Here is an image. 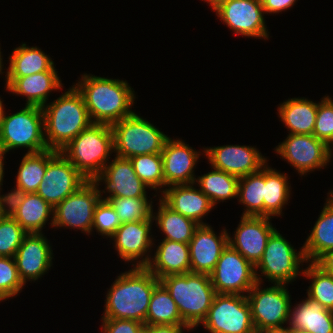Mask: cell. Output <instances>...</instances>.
<instances>
[{
    "instance_id": "obj_30",
    "label": "cell",
    "mask_w": 333,
    "mask_h": 333,
    "mask_svg": "<svg viewBox=\"0 0 333 333\" xmlns=\"http://www.w3.org/2000/svg\"><path fill=\"white\" fill-rule=\"evenodd\" d=\"M152 213V218L158 228L165 234V240L189 244L199 224L194 220L183 216L167 206L159 199L158 212Z\"/></svg>"
},
{
    "instance_id": "obj_29",
    "label": "cell",
    "mask_w": 333,
    "mask_h": 333,
    "mask_svg": "<svg viewBox=\"0 0 333 333\" xmlns=\"http://www.w3.org/2000/svg\"><path fill=\"white\" fill-rule=\"evenodd\" d=\"M9 59L5 78H19L43 71L56 70L49 55L36 46L28 47L25 43L14 48Z\"/></svg>"
},
{
    "instance_id": "obj_54",
    "label": "cell",
    "mask_w": 333,
    "mask_h": 333,
    "mask_svg": "<svg viewBox=\"0 0 333 333\" xmlns=\"http://www.w3.org/2000/svg\"><path fill=\"white\" fill-rule=\"evenodd\" d=\"M0 49H1V48H0ZM1 57H3V56H1V50H0V74H1V73L3 74V73H4V72H2V70H3V68H2V67H3V63H2L3 60H2Z\"/></svg>"
},
{
    "instance_id": "obj_17",
    "label": "cell",
    "mask_w": 333,
    "mask_h": 333,
    "mask_svg": "<svg viewBox=\"0 0 333 333\" xmlns=\"http://www.w3.org/2000/svg\"><path fill=\"white\" fill-rule=\"evenodd\" d=\"M152 222L153 218L122 223L110 237L115 242V250L122 260L135 263L142 258L136 261V264H132L133 267H145L150 261L151 256L147 253L154 244L152 241L154 238L150 235Z\"/></svg>"
},
{
    "instance_id": "obj_33",
    "label": "cell",
    "mask_w": 333,
    "mask_h": 333,
    "mask_svg": "<svg viewBox=\"0 0 333 333\" xmlns=\"http://www.w3.org/2000/svg\"><path fill=\"white\" fill-rule=\"evenodd\" d=\"M145 325H186L177 304L161 283L154 288L151 295Z\"/></svg>"
},
{
    "instance_id": "obj_10",
    "label": "cell",
    "mask_w": 333,
    "mask_h": 333,
    "mask_svg": "<svg viewBox=\"0 0 333 333\" xmlns=\"http://www.w3.org/2000/svg\"><path fill=\"white\" fill-rule=\"evenodd\" d=\"M257 282L246 295L250 304L256 333L270 328H280L289 321L291 295L286 284L262 289Z\"/></svg>"
},
{
    "instance_id": "obj_8",
    "label": "cell",
    "mask_w": 333,
    "mask_h": 333,
    "mask_svg": "<svg viewBox=\"0 0 333 333\" xmlns=\"http://www.w3.org/2000/svg\"><path fill=\"white\" fill-rule=\"evenodd\" d=\"M294 247L275 230L269 237L262 258L255 265L256 280L262 283L261 275L265 276L274 284H289L300 275V263L307 260L304 255L303 247L296 252Z\"/></svg>"
},
{
    "instance_id": "obj_52",
    "label": "cell",
    "mask_w": 333,
    "mask_h": 333,
    "mask_svg": "<svg viewBox=\"0 0 333 333\" xmlns=\"http://www.w3.org/2000/svg\"><path fill=\"white\" fill-rule=\"evenodd\" d=\"M4 116H5V110H4V107H3V101H1V99H0V127L2 125V121L4 119Z\"/></svg>"
},
{
    "instance_id": "obj_48",
    "label": "cell",
    "mask_w": 333,
    "mask_h": 333,
    "mask_svg": "<svg viewBox=\"0 0 333 333\" xmlns=\"http://www.w3.org/2000/svg\"><path fill=\"white\" fill-rule=\"evenodd\" d=\"M184 328L191 330L187 325H150V333H184Z\"/></svg>"
},
{
    "instance_id": "obj_1",
    "label": "cell",
    "mask_w": 333,
    "mask_h": 333,
    "mask_svg": "<svg viewBox=\"0 0 333 333\" xmlns=\"http://www.w3.org/2000/svg\"><path fill=\"white\" fill-rule=\"evenodd\" d=\"M74 85L81 93L92 123L109 124L121 121L134 112L135 94L127 81L83 74Z\"/></svg>"
},
{
    "instance_id": "obj_21",
    "label": "cell",
    "mask_w": 333,
    "mask_h": 333,
    "mask_svg": "<svg viewBox=\"0 0 333 333\" xmlns=\"http://www.w3.org/2000/svg\"><path fill=\"white\" fill-rule=\"evenodd\" d=\"M228 235L226 229L217 236L208 224L199 225L189 242L192 273L210 275L213 272L223 250L228 245Z\"/></svg>"
},
{
    "instance_id": "obj_39",
    "label": "cell",
    "mask_w": 333,
    "mask_h": 333,
    "mask_svg": "<svg viewBox=\"0 0 333 333\" xmlns=\"http://www.w3.org/2000/svg\"><path fill=\"white\" fill-rule=\"evenodd\" d=\"M136 175L151 189L164 188L163 159L161 153L142 154L129 158Z\"/></svg>"
},
{
    "instance_id": "obj_25",
    "label": "cell",
    "mask_w": 333,
    "mask_h": 333,
    "mask_svg": "<svg viewBox=\"0 0 333 333\" xmlns=\"http://www.w3.org/2000/svg\"><path fill=\"white\" fill-rule=\"evenodd\" d=\"M145 267L159 280L167 275L190 273L189 244L162 239Z\"/></svg>"
},
{
    "instance_id": "obj_28",
    "label": "cell",
    "mask_w": 333,
    "mask_h": 333,
    "mask_svg": "<svg viewBox=\"0 0 333 333\" xmlns=\"http://www.w3.org/2000/svg\"><path fill=\"white\" fill-rule=\"evenodd\" d=\"M302 247L307 262H315L333 249V200L329 197Z\"/></svg>"
},
{
    "instance_id": "obj_57",
    "label": "cell",
    "mask_w": 333,
    "mask_h": 333,
    "mask_svg": "<svg viewBox=\"0 0 333 333\" xmlns=\"http://www.w3.org/2000/svg\"><path fill=\"white\" fill-rule=\"evenodd\" d=\"M331 147H333V143H332V145L330 146V157L332 158V150H333V148L331 149Z\"/></svg>"
},
{
    "instance_id": "obj_26",
    "label": "cell",
    "mask_w": 333,
    "mask_h": 333,
    "mask_svg": "<svg viewBox=\"0 0 333 333\" xmlns=\"http://www.w3.org/2000/svg\"><path fill=\"white\" fill-rule=\"evenodd\" d=\"M296 305L293 310L290 307L289 327L310 333H333V311L308 296Z\"/></svg>"
},
{
    "instance_id": "obj_49",
    "label": "cell",
    "mask_w": 333,
    "mask_h": 333,
    "mask_svg": "<svg viewBox=\"0 0 333 333\" xmlns=\"http://www.w3.org/2000/svg\"><path fill=\"white\" fill-rule=\"evenodd\" d=\"M7 151L0 145V187L3 185V178H4V159Z\"/></svg>"
},
{
    "instance_id": "obj_41",
    "label": "cell",
    "mask_w": 333,
    "mask_h": 333,
    "mask_svg": "<svg viewBox=\"0 0 333 333\" xmlns=\"http://www.w3.org/2000/svg\"><path fill=\"white\" fill-rule=\"evenodd\" d=\"M24 286L15 258L0 256V301L15 297Z\"/></svg>"
},
{
    "instance_id": "obj_47",
    "label": "cell",
    "mask_w": 333,
    "mask_h": 333,
    "mask_svg": "<svg viewBox=\"0 0 333 333\" xmlns=\"http://www.w3.org/2000/svg\"><path fill=\"white\" fill-rule=\"evenodd\" d=\"M314 263L325 273L333 276V249L325 252Z\"/></svg>"
},
{
    "instance_id": "obj_12",
    "label": "cell",
    "mask_w": 333,
    "mask_h": 333,
    "mask_svg": "<svg viewBox=\"0 0 333 333\" xmlns=\"http://www.w3.org/2000/svg\"><path fill=\"white\" fill-rule=\"evenodd\" d=\"M210 278L215 292L220 294L247 295L257 283L255 266L229 244L223 250Z\"/></svg>"
},
{
    "instance_id": "obj_45",
    "label": "cell",
    "mask_w": 333,
    "mask_h": 333,
    "mask_svg": "<svg viewBox=\"0 0 333 333\" xmlns=\"http://www.w3.org/2000/svg\"><path fill=\"white\" fill-rule=\"evenodd\" d=\"M27 192H25L22 188L16 186L15 189L8 194L1 195L0 194V204H1V212L3 216L12 217L16 210L20 207L22 202L24 201Z\"/></svg>"
},
{
    "instance_id": "obj_43",
    "label": "cell",
    "mask_w": 333,
    "mask_h": 333,
    "mask_svg": "<svg viewBox=\"0 0 333 333\" xmlns=\"http://www.w3.org/2000/svg\"><path fill=\"white\" fill-rule=\"evenodd\" d=\"M121 224L112 205L102 198L94 210L92 229L110 238Z\"/></svg>"
},
{
    "instance_id": "obj_27",
    "label": "cell",
    "mask_w": 333,
    "mask_h": 333,
    "mask_svg": "<svg viewBox=\"0 0 333 333\" xmlns=\"http://www.w3.org/2000/svg\"><path fill=\"white\" fill-rule=\"evenodd\" d=\"M279 105V118L289 130V134L313 135L318 103L298 97L288 99Z\"/></svg>"
},
{
    "instance_id": "obj_4",
    "label": "cell",
    "mask_w": 333,
    "mask_h": 333,
    "mask_svg": "<svg viewBox=\"0 0 333 333\" xmlns=\"http://www.w3.org/2000/svg\"><path fill=\"white\" fill-rule=\"evenodd\" d=\"M160 283L177 304L182 320L191 330L205 320L216 294L210 275L172 274L161 278Z\"/></svg>"
},
{
    "instance_id": "obj_34",
    "label": "cell",
    "mask_w": 333,
    "mask_h": 333,
    "mask_svg": "<svg viewBox=\"0 0 333 333\" xmlns=\"http://www.w3.org/2000/svg\"><path fill=\"white\" fill-rule=\"evenodd\" d=\"M211 172L201 175L195 184L215 206L217 202L237 197L239 177L213 168Z\"/></svg>"
},
{
    "instance_id": "obj_40",
    "label": "cell",
    "mask_w": 333,
    "mask_h": 333,
    "mask_svg": "<svg viewBox=\"0 0 333 333\" xmlns=\"http://www.w3.org/2000/svg\"><path fill=\"white\" fill-rule=\"evenodd\" d=\"M27 234L13 217L0 218V256L14 257Z\"/></svg>"
},
{
    "instance_id": "obj_46",
    "label": "cell",
    "mask_w": 333,
    "mask_h": 333,
    "mask_svg": "<svg viewBox=\"0 0 333 333\" xmlns=\"http://www.w3.org/2000/svg\"><path fill=\"white\" fill-rule=\"evenodd\" d=\"M265 14L279 13L291 8L296 0H260Z\"/></svg>"
},
{
    "instance_id": "obj_19",
    "label": "cell",
    "mask_w": 333,
    "mask_h": 333,
    "mask_svg": "<svg viewBox=\"0 0 333 333\" xmlns=\"http://www.w3.org/2000/svg\"><path fill=\"white\" fill-rule=\"evenodd\" d=\"M163 159L164 187L182 184H195L194 167L200 152L195 151L180 139L169 137L161 152Z\"/></svg>"
},
{
    "instance_id": "obj_58",
    "label": "cell",
    "mask_w": 333,
    "mask_h": 333,
    "mask_svg": "<svg viewBox=\"0 0 333 333\" xmlns=\"http://www.w3.org/2000/svg\"><path fill=\"white\" fill-rule=\"evenodd\" d=\"M0 191H1V188H0ZM2 217H3V215H2V212H1V204H0V218H2Z\"/></svg>"
},
{
    "instance_id": "obj_2",
    "label": "cell",
    "mask_w": 333,
    "mask_h": 333,
    "mask_svg": "<svg viewBox=\"0 0 333 333\" xmlns=\"http://www.w3.org/2000/svg\"><path fill=\"white\" fill-rule=\"evenodd\" d=\"M159 283L146 267L125 271L108 290L102 318L136 320L145 324L151 295Z\"/></svg>"
},
{
    "instance_id": "obj_3",
    "label": "cell",
    "mask_w": 333,
    "mask_h": 333,
    "mask_svg": "<svg viewBox=\"0 0 333 333\" xmlns=\"http://www.w3.org/2000/svg\"><path fill=\"white\" fill-rule=\"evenodd\" d=\"M42 110L46 145L57 152L92 124L84 99L74 85Z\"/></svg>"
},
{
    "instance_id": "obj_15",
    "label": "cell",
    "mask_w": 333,
    "mask_h": 333,
    "mask_svg": "<svg viewBox=\"0 0 333 333\" xmlns=\"http://www.w3.org/2000/svg\"><path fill=\"white\" fill-rule=\"evenodd\" d=\"M213 10L236 35L268 40L265 11L260 0H226Z\"/></svg>"
},
{
    "instance_id": "obj_24",
    "label": "cell",
    "mask_w": 333,
    "mask_h": 333,
    "mask_svg": "<svg viewBox=\"0 0 333 333\" xmlns=\"http://www.w3.org/2000/svg\"><path fill=\"white\" fill-rule=\"evenodd\" d=\"M56 70H48L25 77L6 78V90L27 98L26 105L43 107L49 93L62 88Z\"/></svg>"
},
{
    "instance_id": "obj_51",
    "label": "cell",
    "mask_w": 333,
    "mask_h": 333,
    "mask_svg": "<svg viewBox=\"0 0 333 333\" xmlns=\"http://www.w3.org/2000/svg\"><path fill=\"white\" fill-rule=\"evenodd\" d=\"M204 1H206L211 6V9H215L220 3L226 0H204Z\"/></svg>"
},
{
    "instance_id": "obj_13",
    "label": "cell",
    "mask_w": 333,
    "mask_h": 333,
    "mask_svg": "<svg viewBox=\"0 0 333 333\" xmlns=\"http://www.w3.org/2000/svg\"><path fill=\"white\" fill-rule=\"evenodd\" d=\"M88 181L61 152L47 155V167L36 191L53 208Z\"/></svg>"
},
{
    "instance_id": "obj_56",
    "label": "cell",
    "mask_w": 333,
    "mask_h": 333,
    "mask_svg": "<svg viewBox=\"0 0 333 333\" xmlns=\"http://www.w3.org/2000/svg\"><path fill=\"white\" fill-rule=\"evenodd\" d=\"M329 194H330V195H329ZM328 196H330L329 198H330L331 200H333V190H331L330 193H328Z\"/></svg>"
},
{
    "instance_id": "obj_18",
    "label": "cell",
    "mask_w": 333,
    "mask_h": 333,
    "mask_svg": "<svg viewBox=\"0 0 333 333\" xmlns=\"http://www.w3.org/2000/svg\"><path fill=\"white\" fill-rule=\"evenodd\" d=\"M270 219L265 216H241L234 237L228 235V244L254 266L262 258L267 241L276 230Z\"/></svg>"
},
{
    "instance_id": "obj_16",
    "label": "cell",
    "mask_w": 333,
    "mask_h": 333,
    "mask_svg": "<svg viewBox=\"0 0 333 333\" xmlns=\"http://www.w3.org/2000/svg\"><path fill=\"white\" fill-rule=\"evenodd\" d=\"M203 152L212 168L239 178L259 171L268 162L254 146L224 145L207 147Z\"/></svg>"
},
{
    "instance_id": "obj_22",
    "label": "cell",
    "mask_w": 333,
    "mask_h": 333,
    "mask_svg": "<svg viewBox=\"0 0 333 333\" xmlns=\"http://www.w3.org/2000/svg\"><path fill=\"white\" fill-rule=\"evenodd\" d=\"M110 163V164H109ZM96 182H104L105 189L112 197H147L148 187L135 173L130 159L115 157L112 162L104 167L102 173L95 179Z\"/></svg>"
},
{
    "instance_id": "obj_20",
    "label": "cell",
    "mask_w": 333,
    "mask_h": 333,
    "mask_svg": "<svg viewBox=\"0 0 333 333\" xmlns=\"http://www.w3.org/2000/svg\"><path fill=\"white\" fill-rule=\"evenodd\" d=\"M42 233L27 234L14 256L24 284L41 278L52 266L53 250Z\"/></svg>"
},
{
    "instance_id": "obj_37",
    "label": "cell",
    "mask_w": 333,
    "mask_h": 333,
    "mask_svg": "<svg viewBox=\"0 0 333 333\" xmlns=\"http://www.w3.org/2000/svg\"><path fill=\"white\" fill-rule=\"evenodd\" d=\"M303 276L312 282L307 289V296L319 302L325 309L333 311V276L325 273L314 262L303 270Z\"/></svg>"
},
{
    "instance_id": "obj_53",
    "label": "cell",
    "mask_w": 333,
    "mask_h": 333,
    "mask_svg": "<svg viewBox=\"0 0 333 333\" xmlns=\"http://www.w3.org/2000/svg\"><path fill=\"white\" fill-rule=\"evenodd\" d=\"M136 333H150V325H143Z\"/></svg>"
},
{
    "instance_id": "obj_44",
    "label": "cell",
    "mask_w": 333,
    "mask_h": 333,
    "mask_svg": "<svg viewBox=\"0 0 333 333\" xmlns=\"http://www.w3.org/2000/svg\"><path fill=\"white\" fill-rule=\"evenodd\" d=\"M103 333H136L144 324L136 320L102 318Z\"/></svg>"
},
{
    "instance_id": "obj_23",
    "label": "cell",
    "mask_w": 333,
    "mask_h": 333,
    "mask_svg": "<svg viewBox=\"0 0 333 333\" xmlns=\"http://www.w3.org/2000/svg\"><path fill=\"white\" fill-rule=\"evenodd\" d=\"M194 184L173 185L162 189L161 200L174 211L188 217L199 225H206L202 221L214 207L210 199ZM205 215V216H204Z\"/></svg>"
},
{
    "instance_id": "obj_50",
    "label": "cell",
    "mask_w": 333,
    "mask_h": 333,
    "mask_svg": "<svg viewBox=\"0 0 333 333\" xmlns=\"http://www.w3.org/2000/svg\"><path fill=\"white\" fill-rule=\"evenodd\" d=\"M259 333H293V329L291 327H280V328H270L263 330Z\"/></svg>"
},
{
    "instance_id": "obj_42",
    "label": "cell",
    "mask_w": 333,
    "mask_h": 333,
    "mask_svg": "<svg viewBox=\"0 0 333 333\" xmlns=\"http://www.w3.org/2000/svg\"><path fill=\"white\" fill-rule=\"evenodd\" d=\"M313 135L329 147L333 143V100L329 95L318 102Z\"/></svg>"
},
{
    "instance_id": "obj_11",
    "label": "cell",
    "mask_w": 333,
    "mask_h": 333,
    "mask_svg": "<svg viewBox=\"0 0 333 333\" xmlns=\"http://www.w3.org/2000/svg\"><path fill=\"white\" fill-rule=\"evenodd\" d=\"M98 186L99 183L95 180H88L57 204L50 220L52 227L79 229L88 235L91 234L94 210L103 198Z\"/></svg>"
},
{
    "instance_id": "obj_14",
    "label": "cell",
    "mask_w": 333,
    "mask_h": 333,
    "mask_svg": "<svg viewBox=\"0 0 333 333\" xmlns=\"http://www.w3.org/2000/svg\"><path fill=\"white\" fill-rule=\"evenodd\" d=\"M275 152L290 163L302 176L315 169H323L330 162V147L314 135L288 134Z\"/></svg>"
},
{
    "instance_id": "obj_7",
    "label": "cell",
    "mask_w": 333,
    "mask_h": 333,
    "mask_svg": "<svg viewBox=\"0 0 333 333\" xmlns=\"http://www.w3.org/2000/svg\"><path fill=\"white\" fill-rule=\"evenodd\" d=\"M0 145L9 152L27 148V153L48 149L44 138V115L42 107L25 105L24 109L5 115L0 127Z\"/></svg>"
},
{
    "instance_id": "obj_6",
    "label": "cell",
    "mask_w": 333,
    "mask_h": 333,
    "mask_svg": "<svg viewBox=\"0 0 333 333\" xmlns=\"http://www.w3.org/2000/svg\"><path fill=\"white\" fill-rule=\"evenodd\" d=\"M111 127L114 153L121 158L129 159L136 155L161 153L169 138L135 112L113 123Z\"/></svg>"
},
{
    "instance_id": "obj_5",
    "label": "cell",
    "mask_w": 333,
    "mask_h": 333,
    "mask_svg": "<svg viewBox=\"0 0 333 333\" xmlns=\"http://www.w3.org/2000/svg\"><path fill=\"white\" fill-rule=\"evenodd\" d=\"M60 152L86 179L95 180L108 164L109 154L114 152L111 125L92 123Z\"/></svg>"
},
{
    "instance_id": "obj_55",
    "label": "cell",
    "mask_w": 333,
    "mask_h": 333,
    "mask_svg": "<svg viewBox=\"0 0 333 333\" xmlns=\"http://www.w3.org/2000/svg\"><path fill=\"white\" fill-rule=\"evenodd\" d=\"M293 333H310V332L300 329H293Z\"/></svg>"
},
{
    "instance_id": "obj_32",
    "label": "cell",
    "mask_w": 333,
    "mask_h": 333,
    "mask_svg": "<svg viewBox=\"0 0 333 333\" xmlns=\"http://www.w3.org/2000/svg\"><path fill=\"white\" fill-rule=\"evenodd\" d=\"M54 208L36 193H27L13 218L28 233H42V228L53 216Z\"/></svg>"
},
{
    "instance_id": "obj_31",
    "label": "cell",
    "mask_w": 333,
    "mask_h": 333,
    "mask_svg": "<svg viewBox=\"0 0 333 333\" xmlns=\"http://www.w3.org/2000/svg\"><path fill=\"white\" fill-rule=\"evenodd\" d=\"M290 187L286 174L269 167L267 163L264 165L265 217H276L282 214V208L290 199Z\"/></svg>"
},
{
    "instance_id": "obj_35",
    "label": "cell",
    "mask_w": 333,
    "mask_h": 333,
    "mask_svg": "<svg viewBox=\"0 0 333 333\" xmlns=\"http://www.w3.org/2000/svg\"><path fill=\"white\" fill-rule=\"evenodd\" d=\"M264 166L257 172L239 178L237 200L246 209L242 216H264Z\"/></svg>"
},
{
    "instance_id": "obj_36",
    "label": "cell",
    "mask_w": 333,
    "mask_h": 333,
    "mask_svg": "<svg viewBox=\"0 0 333 333\" xmlns=\"http://www.w3.org/2000/svg\"><path fill=\"white\" fill-rule=\"evenodd\" d=\"M51 149L37 153H26L20 163L16 177V186L27 193H36L46 172L47 155Z\"/></svg>"
},
{
    "instance_id": "obj_9",
    "label": "cell",
    "mask_w": 333,
    "mask_h": 333,
    "mask_svg": "<svg viewBox=\"0 0 333 333\" xmlns=\"http://www.w3.org/2000/svg\"><path fill=\"white\" fill-rule=\"evenodd\" d=\"M201 324L211 333H256L246 295L216 293Z\"/></svg>"
},
{
    "instance_id": "obj_38",
    "label": "cell",
    "mask_w": 333,
    "mask_h": 333,
    "mask_svg": "<svg viewBox=\"0 0 333 333\" xmlns=\"http://www.w3.org/2000/svg\"><path fill=\"white\" fill-rule=\"evenodd\" d=\"M104 200L112 205L121 223L152 218L153 202H150L147 197H104Z\"/></svg>"
}]
</instances>
